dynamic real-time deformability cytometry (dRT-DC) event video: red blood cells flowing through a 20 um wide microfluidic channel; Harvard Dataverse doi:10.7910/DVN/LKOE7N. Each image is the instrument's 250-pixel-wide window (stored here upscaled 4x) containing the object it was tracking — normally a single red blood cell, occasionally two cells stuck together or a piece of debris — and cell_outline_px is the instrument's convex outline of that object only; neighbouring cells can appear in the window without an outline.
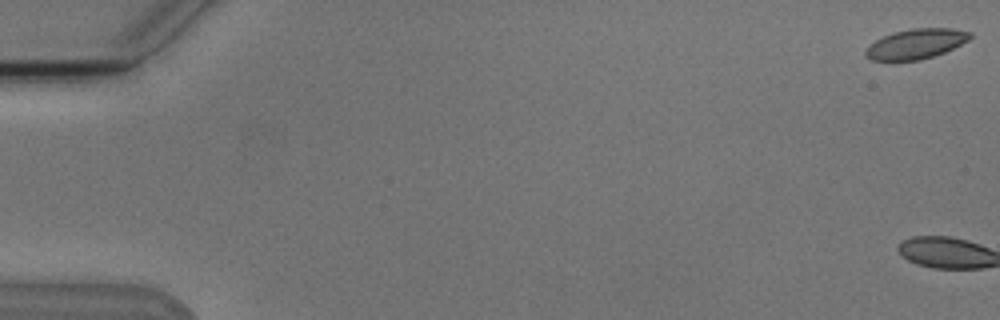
{"species": "Egyptian fruit bat (a non-hibernating species)", "species_latin": "Rousettus aegyptiacus", "temperature_condition": "cold", "stored_images_in_passage": 4, "camera_frame_rate_fps": 3000, "um_per_image_px": 0.085, "animal": {"sex": "male"}, "frame": {"image": 1, "passage_image": 1, "time_ms": 0.0, "image_size_px": [1000, 320], "cell_outline_px": [[972, 36], [968, 40], [944, 52], [920, 60], [872, 60], [864, 56], [864, 52], [876, 40], [892, 32], [912, 28], [952, 28], [972, 32]], "centroid_in_image_um": [77.86, 3.72], "position_along_channel_um": 7.1, "area_um2": 18.03}}